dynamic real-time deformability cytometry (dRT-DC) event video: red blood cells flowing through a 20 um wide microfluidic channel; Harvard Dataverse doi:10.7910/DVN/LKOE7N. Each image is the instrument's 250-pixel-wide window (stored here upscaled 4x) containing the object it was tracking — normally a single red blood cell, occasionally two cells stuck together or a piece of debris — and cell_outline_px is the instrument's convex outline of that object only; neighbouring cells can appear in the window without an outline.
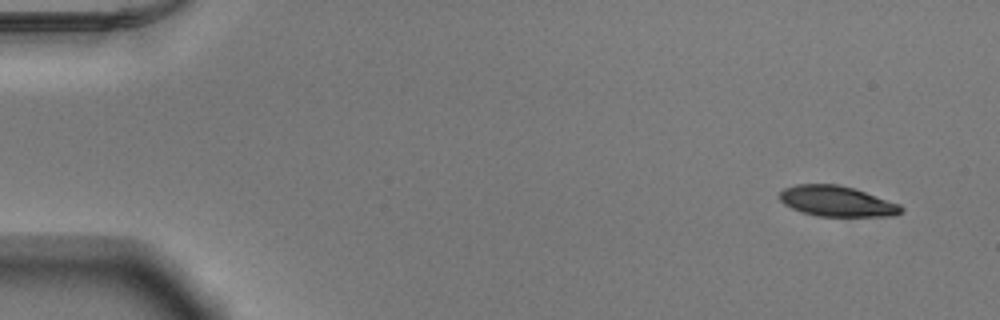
{"species": "Egyptian fruit bat (a non-hibernating species)", "species_latin": "Rousettus aegyptiacus", "temperature_condition": "warm", "stored_images_in_passage": 50, "camera_frame_rate_fps": 3000, "um_per_image_px": 0.085, "animal": {"sex": "male"}, "frame": {"image": 1, "passage_image": 1, "time_ms": 0.0, "image_size_px": [1000, 320], "cell_outline_px": [[904, 208], [896, 216], [816, 216], [792, 208], [784, 204], [780, 200], [780, 192], [784, 188], [796, 184], [840, 184], [856, 188], [900, 204]], "centroid_in_image_um": [71.16, 17.09], "position_along_channel_um": 13.8, "area_um2": 21.73}}
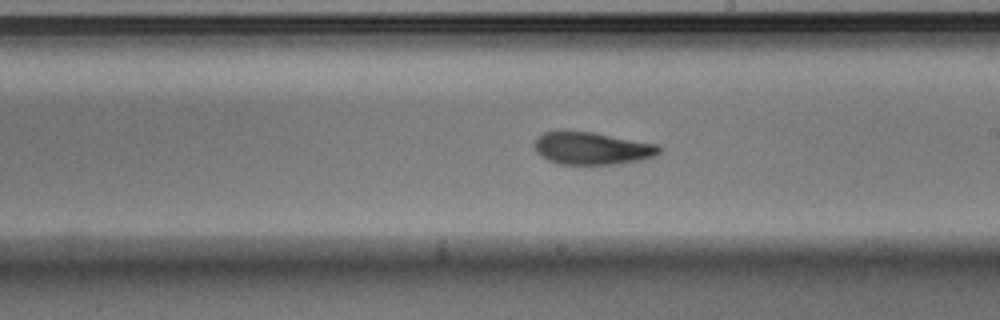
{"frame": {"image": 2, "passage_image": 28, "time_ms": 9.0, "image_size_px": [1000, 320], "cell_outline_px": [[664, 148], [656, 156], [640, 160], [616, 164], [560, 164], [548, 160], [540, 156], [536, 152], [532, 144], [536, 136], [544, 132], [560, 128], [568, 128], [592, 132], [660, 144]], "centroid_in_image_um": [50.27, 12.56], "position_along_channel_um": 238.7, "area_um2": 24.62}}
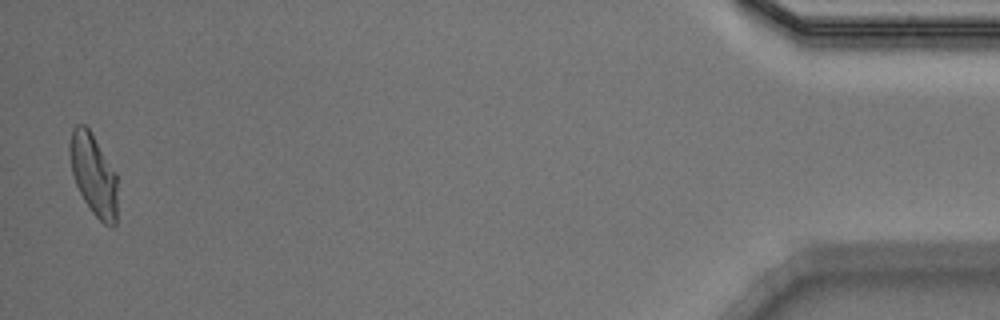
{"frame": {"image": 3, "passage_image": 49, "time_ms": 16.0, "image_size_px": [1000, 320], "cell_outline_px": [[116, 224], [112, 228], [104, 224], [92, 212], [84, 200], [76, 184], [72, 172], [68, 152], [68, 144], [72, 128], [76, 124], [84, 124], [92, 132], [116, 172]], "centroid_in_image_um": [7.93, 14.8], "position_along_channel_um": 427.3, "area_um2": 22.83}, "authors_computed_cell_mechanics": {"area_um2": 23.3801, "velocity_mm_per_s": 3.9089, "shape_relaxation_time_tau1_ms": 6.6664, "shape_relaxation_time_tau2_ms": 3.1149, "deformation_change_tau1": 0.2013, "deformation_change_tau2": 0.1025}}